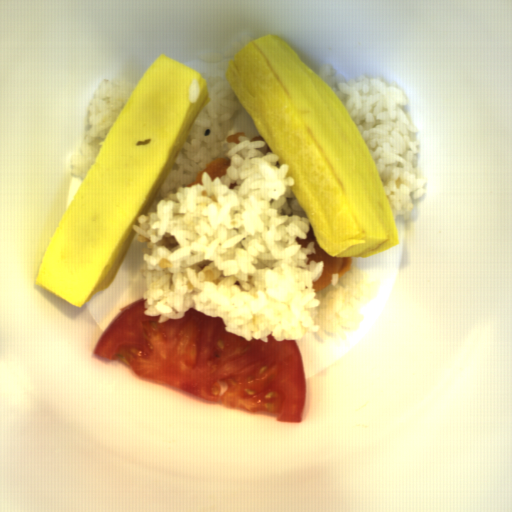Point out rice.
I'll return each mask as SVG.
<instances>
[{
    "instance_id": "obj_3",
    "label": "rice",
    "mask_w": 512,
    "mask_h": 512,
    "mask_svg": "<svg viewBox=\"0 0 512 512\" xmlns=\"http://www.w3.org/2000/svg\"><path fill=\"white\" fill-rule=\"evenodd\" d=\"M138 83L130 79H104L98 83L85 116L81 146L71 155V174L84 179L101 144Z\"/></svg>"
},
{
    "instance_id": "obj_2",
    "label": "rice",
    "mask_w": 512,
    "mask_h": 512,
    "mask_svg": "<svg viewBox=\"0 0 512 512\" xmlns=\"http://www.w3.org/2000/svg\"><path fill=\"white\" fill-rule=\"evenodd\" d=\"M357 125L375 163L394 221L408 220L427 184L418 165L420 136L403 90L382 78L348 80L330 64L316 72Z\"/></svg>"
},
{
    "instance_id": "obj_1",
    "label": "rice",
    "mask_w": 512,
    "mask_h": 512,
    "mask_svg": "<svg viewBox=\"0 0 512 512\" xmlns=\"http://www.w3.org/2000/svg\"><path fill=\"white\" fill-rule=\"evenodd\" d=\"M254 39L242 38L223 54L204 52L217 73L201 74L211 100L179 149L154 201L132 225V239L146 244L134 271L143 285V313L158 322L195 309L222 317L226 331L246 340L325 342L328 335L361 325L375 298L362 265L315 292L323 263H308L315 236L287 177L288 164L259 134L225 76L229 59ZM244 132L240 144L226 137ZM219 157L231 165L222 177L187 187Z\"/></svg>"
}]
</instances>
